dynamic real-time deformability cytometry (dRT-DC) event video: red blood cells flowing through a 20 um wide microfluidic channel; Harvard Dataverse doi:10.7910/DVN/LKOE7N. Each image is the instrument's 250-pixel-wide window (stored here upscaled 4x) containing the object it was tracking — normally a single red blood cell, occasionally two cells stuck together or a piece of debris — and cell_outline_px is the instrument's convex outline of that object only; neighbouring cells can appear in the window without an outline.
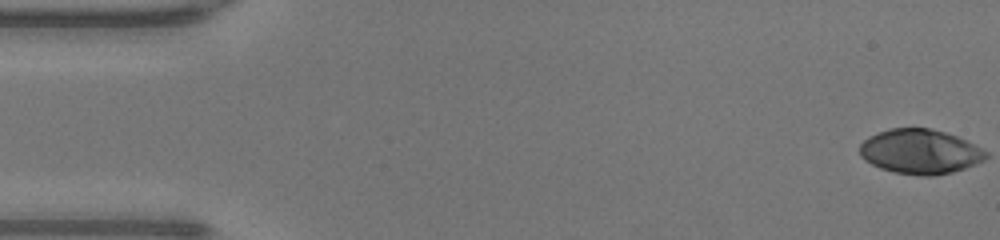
{"species": "human", "species_latin": "Homo sapiens", "temperature_condition": "warm", "stored_images_in_passage": 49, "camera_frame_rate_fps": 3000, "um_per_image_px": 0.085, "donor": {"sex": "male"}, "frame": {"image": 1, "passage_image": 1, "time_ms": 0.0, "image_size_px": [1000, 240], "cell_outline_px": [[984, 156], [980, 160], [960, 168], [948, 172], [896, 172], [884, 168], [868, 160], [860, 152], [860, 144], [864, 140], [880, 132], [892, 128], [928, 128], [952, 136], [968, 144]], "centroid_in_image_um": [78.04, 12.82], "position_along_channel_um": 7.0, "area_um2": 29.54}}
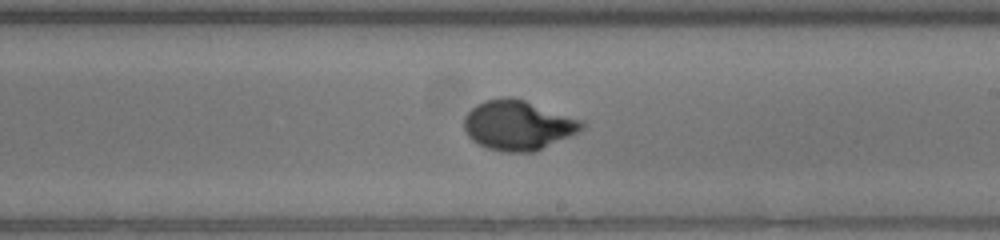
{"frame": {"image": 2, "passage_image": 28, "time_ms": 9.0, "image_size_px": [1000, 240], "cell_outline_px": [[580, 128], [540, 148], [492, 148], [480, 144], [464, 128], [464, 120], [468, 112], [472, 108], [488, 100], [524, 100], [572, 120], [580, 124]], "centroid_in_image_um": [43.87, 10.6], "position_along_channel_um": 245.1, "area_um2": 29.82}}
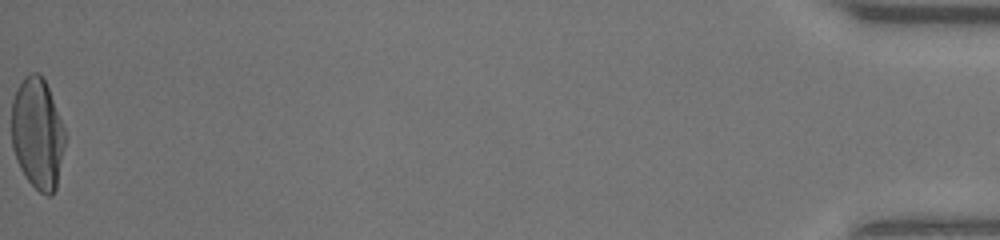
{"frame": {"image": 3, "passage_image": 49, "time_ms": 16.0, "image_size_px": [1000, 240], "cell_outline_px": [[64, 140], [56, 188], [48, 196], [40, 192], [28, 180], [16, 156], [12, 144], [12, 104], [16, 92], [20, 84], [28, 76], [36, 72], [44, 80], [48, 88], [52, 100]], "centroid_in_image_um": [3.15, 11.38], "position_along_channel_um": 432.1, "area_um2": 32.6}, "authors_computed_cell_mechanics": {"area_um2": 30.634, "velocity_mm_per_s": 4.2839, "shape_relaxation_time_tau1_ms": 4.4691, "shape_relaxation_time_tau2_ms": null, "deformation_change_tau1": 0.2846, "deformation_change_tau2": null}}